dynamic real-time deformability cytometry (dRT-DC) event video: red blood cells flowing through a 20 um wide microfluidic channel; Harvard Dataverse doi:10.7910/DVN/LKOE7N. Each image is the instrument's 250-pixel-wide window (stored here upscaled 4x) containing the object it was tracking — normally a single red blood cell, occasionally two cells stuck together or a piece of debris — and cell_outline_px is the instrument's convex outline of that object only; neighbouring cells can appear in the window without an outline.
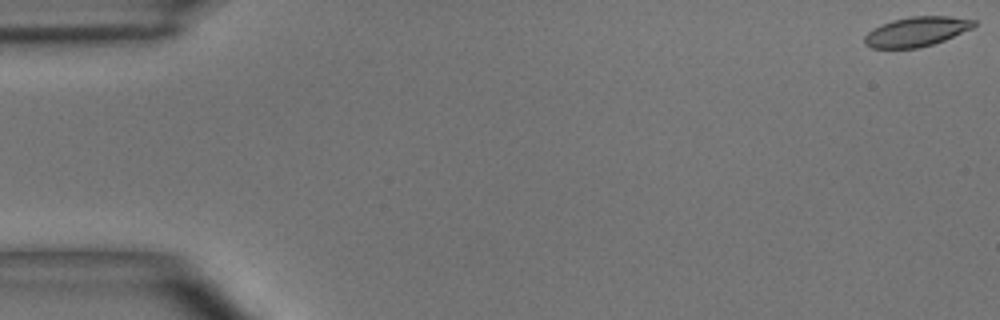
{"species": "common noctule bat (a hibernating species)", "species_latin": "Nyctalus noctula", "temperature_condition": "room temperature", "stored_images_in_passage": 43, "camera_frame_rate_fps": 3000, "um_per_image_px": 0.085, "animal": {"sex": "male", "body_mass_g": 15.6}, "frame": {"image": 1, "passage_image": 1, "time_ms": 0.0, "image_size_px": [1000, 320], "cell_outline_px": [[976, 24], [972, 28], [944, 40], [932, 44], [916, 48], [872, 48], [864, 44], [864, 36], [872, 28], [880, 24], [892, 20], [912, 16], [948, 16], [976, 20]], "centroid_in_image_um": [77.87, 2.68], "position_along_channel_um": 7.1, "area_um2": 18.84}}
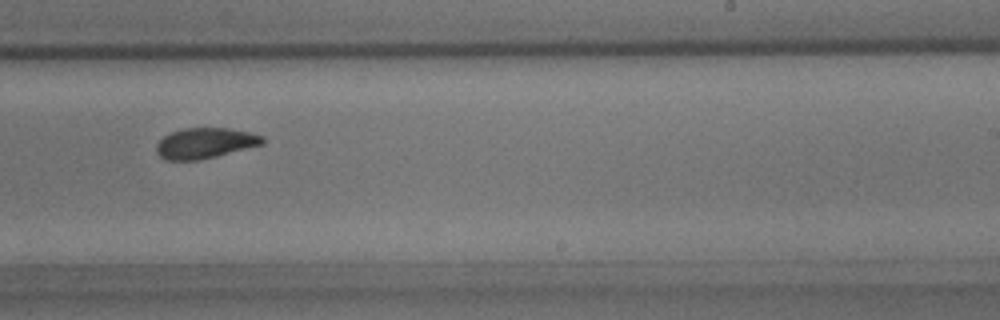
{"frame": {"image": 2, "passage_image": 32, "time_ms": 10.333, "image_size_px": [1000, 320], "cell_outline_px": [[264, 144], [200, 160], [164, 160], [156, 152], [156, 144], [164, 136], [172, 132], [184, 128], [228, 128], [248, 132], [264, 136]], "centroid_in_image_um": [17.42, 12.17], "position_along_channel_um": 271.6, "area_um2": 18.84}}
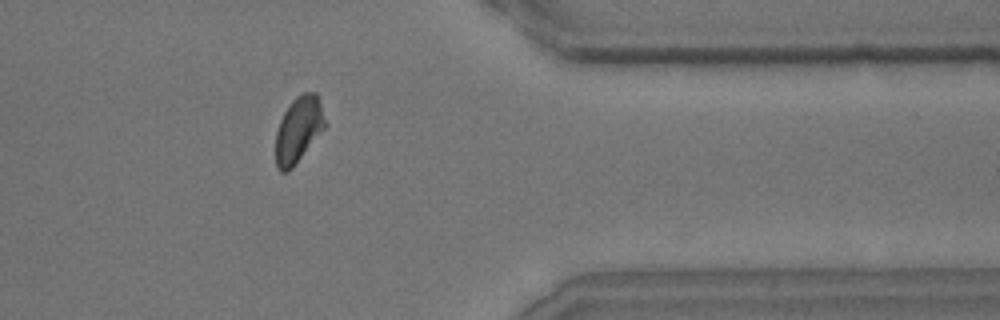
{"frame": {"image": 3, "passage_image": 42, "time_ms": 13.667, "image_size_px": [1000, 320], "cell_outline_px": [[328, 124], [292, 168], [288, 172], [280, 172], [276, 168], [276, 132], [280, 120], [284, 112], [292, 100], [296, 96], [304, 92], [316, 92], [320, 100]], "centroid_in_image_um": [25.39, 11.0], "position_along_channel_um": 386.0, "area_um2": 19.13}, "authors_computed_cell_mechanics": {"area_um2": 19.7098, "velocity_mm_per_s": 3.9048, "shape_relaxation_time_tau1_ms": 4.8769, "shape_relaxation_time_tau2_ms": 3.4356, "deformation_change_tau1": 0.134, "deformation_change_tau2": 0.0857}}